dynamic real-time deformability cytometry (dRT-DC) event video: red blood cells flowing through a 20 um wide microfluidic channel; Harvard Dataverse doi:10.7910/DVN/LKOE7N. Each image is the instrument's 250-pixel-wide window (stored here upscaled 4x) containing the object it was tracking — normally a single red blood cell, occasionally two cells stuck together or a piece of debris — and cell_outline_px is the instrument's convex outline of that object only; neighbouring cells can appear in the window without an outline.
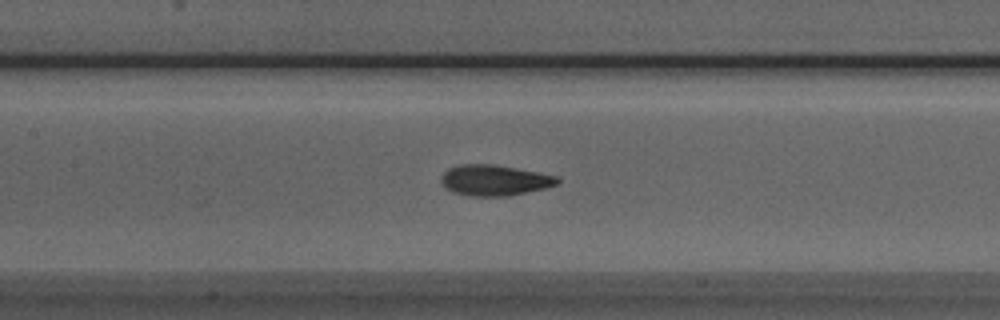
{"species": "Egyptian fruit bat (a non-hibernating species)", "species_latin": "Rousettus aegyptiacus", "temperature_condition": "room temperature", "stored_images_in_passage": 47, "camera_frame_rate_fps": 3000, "um_per_image_px": 0.085, "animal": {"sex": "male"}, "frame": {"image": 1, "passage_image": 23, "time_ms": 7.333, "image_size_px": [1000, 320], "cell_outline_px": [[560, 184], [544, 188], [508, 196], [472, 196], [452, 192], [440, 180], [440, 176], [448, 168], [460, 164], [492, 164], [516, 168], [556, 176], [560, 180]], "centroid_in_image_um": [42.02, 15.32], "position_along_channel_um": 165.4, "area_um2": 20.69}}
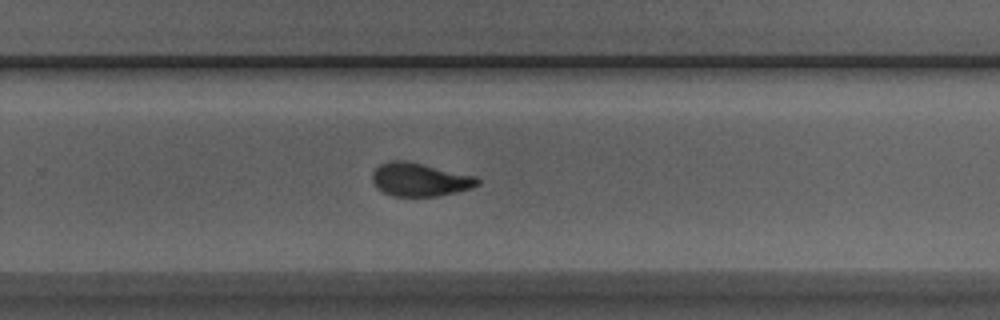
{"frame": {"image": 2, "passage_image": 33, "time_ms": 10.667, "image_size_px": [1000, 320], "cell_outline_px": [[480, 184], [472, 188], [456, 192], [436, 196], [392, 196], [376, 188], [372, 180], [372, 172], [380, 164], [388, 160], [404, 160], [476, 176], [480, 180]], "centroid_in_image_um": [35.67, 15.26], "position_along_channel_um": 294.1, "area_um2": 20.46}}
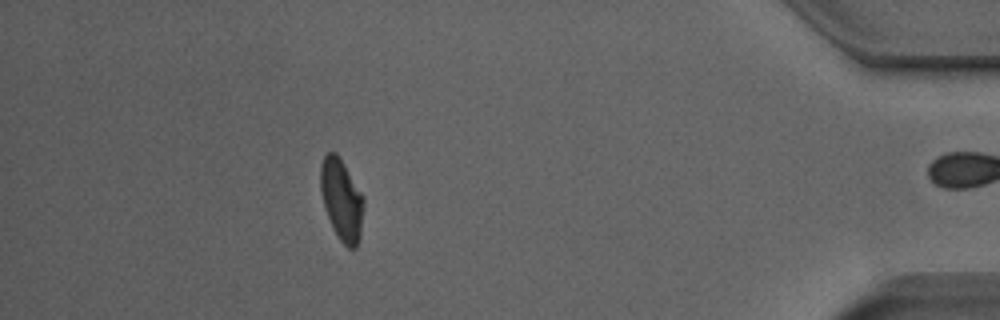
{"frame": {"image": 3, "passage_image": 46, "time_ms": 15.0, "image_size_px": [1000, 320], "cell_outline_px": [[364, 204], [360, 236], [356, 248], [348, 248], [340, 240], [332, 228], [324, 208], [320, 188], [320, 164], [324, 156], [328, 152], [336, 152], [364, 196]], "centroid_in_image_um": [29.03, 16.98], "position_along_channel_um": 406.2, "area_um2": 20.58}, "authors_computed_cell_mechanics": {"area_um2": 20.4034, "velocity_mm_per_s": 3.8771, "shape_relaxation_time_tau1_ms": 5.0001, "shape_relaxation_time_tau2_ms": 1.4925, "deformation_change_tau1": 0.1595, "deformation_change_tau2": 0.0704}}